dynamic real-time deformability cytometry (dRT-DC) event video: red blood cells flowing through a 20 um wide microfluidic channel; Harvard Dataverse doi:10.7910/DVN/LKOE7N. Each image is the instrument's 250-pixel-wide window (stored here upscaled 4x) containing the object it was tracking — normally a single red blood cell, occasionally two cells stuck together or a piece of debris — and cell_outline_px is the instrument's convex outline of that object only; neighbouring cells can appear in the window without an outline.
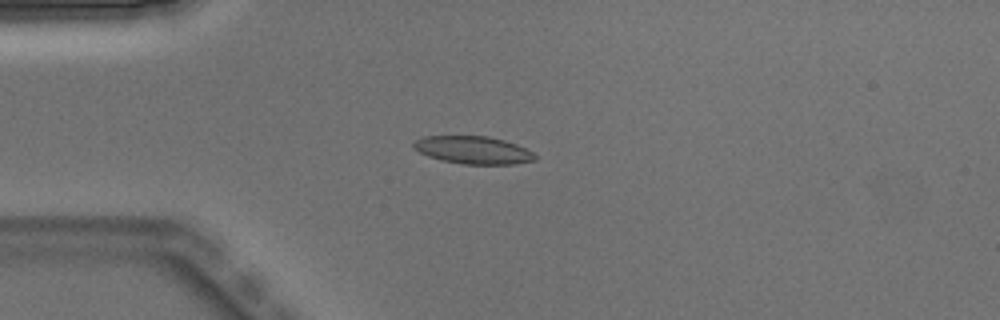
{"species": "Egyptian fruit bat (a non-hibernating species)", "species_latin": "Rousettus aegyptiacus", "temperature_condition": "warm", "stored_images_in_passage": 4, "camera_frame_rate_fps": 3000, "um_per_image_px": 0.085, "animal": {"sex": "male"}, "frame": {"image": 1, "passage_image": 3, "time_ms": 0.667, "image_size_px": [1000, 320], "cell_outline_px": [[536, 160], [512, 164], [464, 164], [440, 160], [428, 156], [412, 148], [412, 144], [416, 140], [424, 136], [488, 136], [504, 140], [516, 144], [532, 152], [536, 156]], "centroid_in_image_um": [40.19, 12.75], "position_along_channel_um": 44.8, "area_um2": 19.54}}